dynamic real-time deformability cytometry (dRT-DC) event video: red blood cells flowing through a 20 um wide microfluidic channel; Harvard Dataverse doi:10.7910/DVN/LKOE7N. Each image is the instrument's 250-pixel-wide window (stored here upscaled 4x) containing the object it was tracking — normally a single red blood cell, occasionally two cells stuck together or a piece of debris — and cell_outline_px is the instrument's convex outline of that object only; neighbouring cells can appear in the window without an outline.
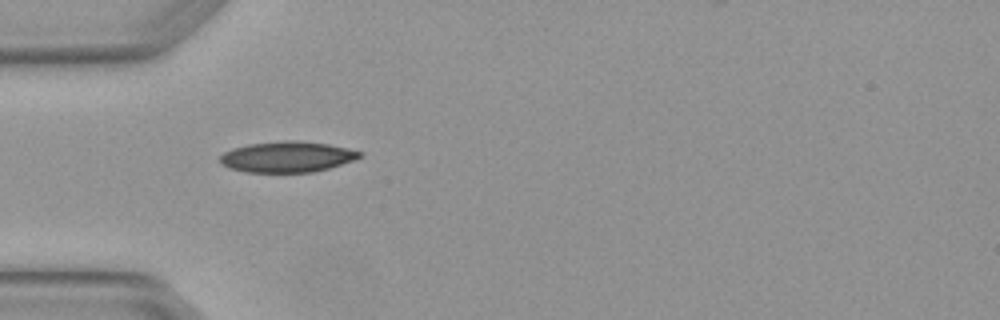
{"species": "Egyptian fruit bat (a non-hibernating species)", "species_latin": "Rousettus aegyptiacus", "temperature_condition": "warm", "stored_images_in_passage": 2, "camera_frame_rate_fps": 3000, "um_per_image_px": 0.085, "animal": {"sex": "female"}, "frame": {"image": 1, "passage_image": 1, "time_ms": 0.0, "image_size_px": [1000, 320], "cell_outline_px": [[364, 152], [356, 160], [328, 168], [312, 172], [244, 172], [228, 168], [220, 164], [220, 156], [224, 152], [232, 148], [248, 144], [284, 140], [296, 140], [328, 144], [348, 148]], "centroid_in_image_um": [24.4, 13.33], "position_along_channel_um": 60.6, "area_um2": 25.26}}
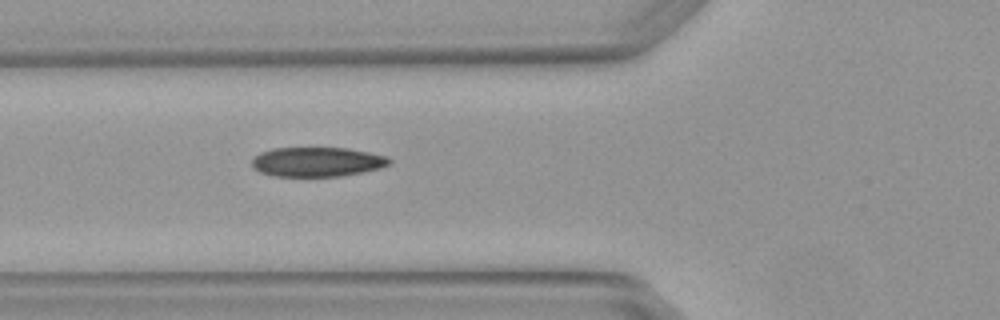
{"frame": {"image": 2, "passage_image": 2, "time_ms": 0.333, "image_size_px": [1000, 320], "cell_outline_px": [[392, 164], [380, 168], [340, 176], [276, 176], [260, 172], [252, 168], [252, 160], [260, 152], [272, 148], [348, 148], [388, 156], [392, 160]], "centroid_in_image_um": [26.97, 13.75], "position_along_channel_um": 98.8, "area_um2": 23.64}}